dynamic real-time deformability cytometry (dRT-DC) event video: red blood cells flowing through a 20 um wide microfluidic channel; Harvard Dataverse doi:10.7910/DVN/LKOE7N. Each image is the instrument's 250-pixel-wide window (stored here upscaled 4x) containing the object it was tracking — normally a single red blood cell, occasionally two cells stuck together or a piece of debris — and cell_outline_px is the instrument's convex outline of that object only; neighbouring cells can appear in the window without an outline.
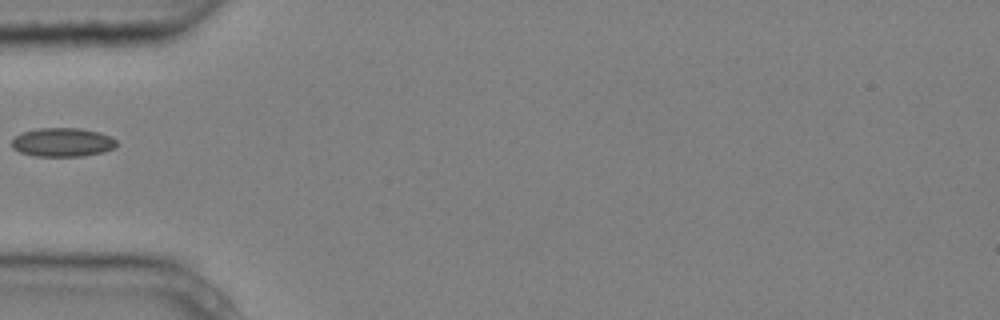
{"species": "common noctule bat (a hibernating species)", "species_latin": "Nyctalus noctula", "temperature_condition": "cold", "stored_images_in_passage": 3, "camera_frame_rate_fps": 3000, "um_per_image_px": 0.085, "animal": {"sex": "male", "body_mass_g": 20.4}, "frame": {"image": 1, "passage_image": 2, "time_ms": 0.333, "image_size_px": [1000, 320], "cell_outline_px": [[116, 144], [112, 148], [104, 152], [84, 156], [36, 156], [20, 152], [12, 148], [12, 140], [16, 136], [24, 132], [36, 128], [80, 128], [100, 132], [116, 140]], "centroid_in_image_um": [5.3, 12.09], "position_along_channel_um": 79.7, "area_um2": 17.51}}
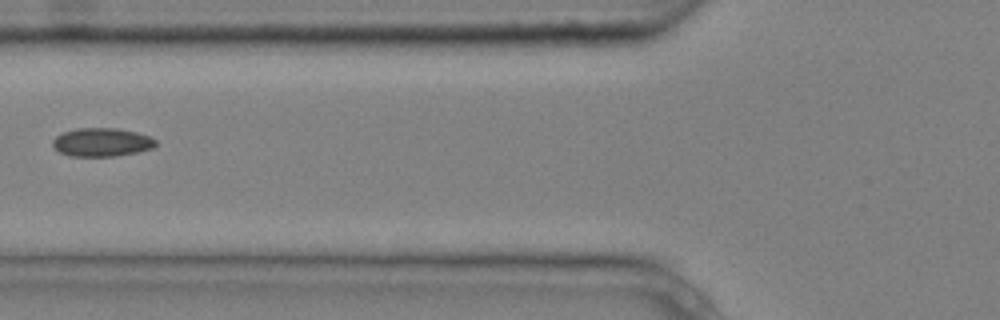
{"frame": {"image": 2, "passage_image": 3, "time_ms": 0.667, "image_size_px": [1000, 320], "cell_outline_px": [[156, 144], [152, 148], [136, 152], [116, 156], [68, 156], [60, 152], [52, 144], [52, 140], [56, 136], [64, 132], [76, 128], [116, 128], [136, 132], [152, 136], [156, 140]], "centroid_in_image_um": [8.66, 12.08], "position_along_channel_um": 117.1, "area_um2": 17.11}}